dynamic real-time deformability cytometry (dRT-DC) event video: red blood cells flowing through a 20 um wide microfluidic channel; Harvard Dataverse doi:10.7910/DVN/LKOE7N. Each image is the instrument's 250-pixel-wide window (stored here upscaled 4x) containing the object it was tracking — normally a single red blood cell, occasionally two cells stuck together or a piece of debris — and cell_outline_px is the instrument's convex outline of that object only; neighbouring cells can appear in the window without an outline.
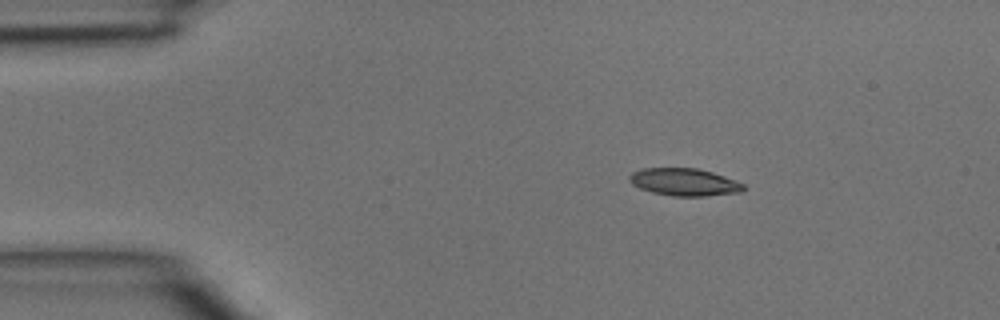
{"species": "common noctule bat (a hibernating species)", "species_latin": "Nyctalus noctula", "temperature_condition": "room temperature", "stored_images_in_passage": 3, "camera_frame_rate_fps": 3000, "um_per_image_px": 0.085, "animal": {"sex": "male", "body_mass_g": 15.6}, "frame": {"image": 1, "passage_image": 1, "time_ms": 0.0, "image_size_px": [1000, 320], "cell_outline_px": [[744, 192], [704, 196], [672, 196], [652, 192], [640, 188], [632, 184], [628, 180], [628, 176], [632, 172], [644, 168], [696, 168], [712, 172], [736, 180], [744, 184]], "centroid_in_image_um": [58.17, 15.48], "position_along_channel_um": 26.8, "area_um2": 18.32}}
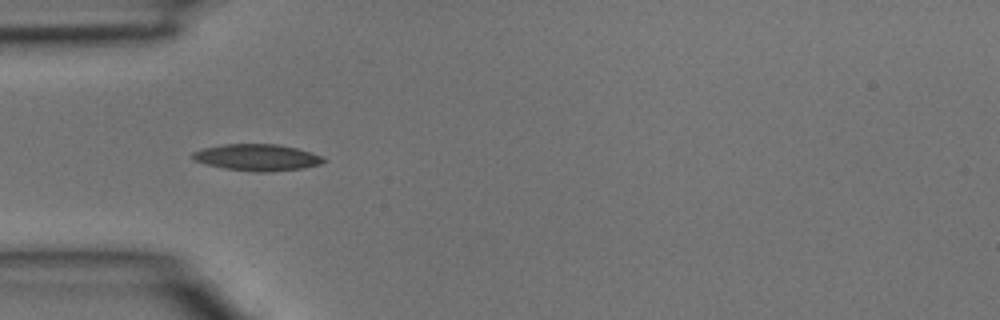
{"frame": {"image": 2, "passage_image": 3, "time_ms": 0.667, "image_size_px": [1000, 320], "cell_outline_px": [[328, 160], [320, 164], [304, 168], [268, 172], [256, 172], [224, 168], [204, 164], [192, 160], [188, 156], [192, 152], [204, 148], [224, 144], [276, 144], [296, 148], [312, 152], [324, 156]], "centroid_in_image_um": [21.84, 13.38], "position_along_channel_um": 63.2, "area_um2": 20.58}}